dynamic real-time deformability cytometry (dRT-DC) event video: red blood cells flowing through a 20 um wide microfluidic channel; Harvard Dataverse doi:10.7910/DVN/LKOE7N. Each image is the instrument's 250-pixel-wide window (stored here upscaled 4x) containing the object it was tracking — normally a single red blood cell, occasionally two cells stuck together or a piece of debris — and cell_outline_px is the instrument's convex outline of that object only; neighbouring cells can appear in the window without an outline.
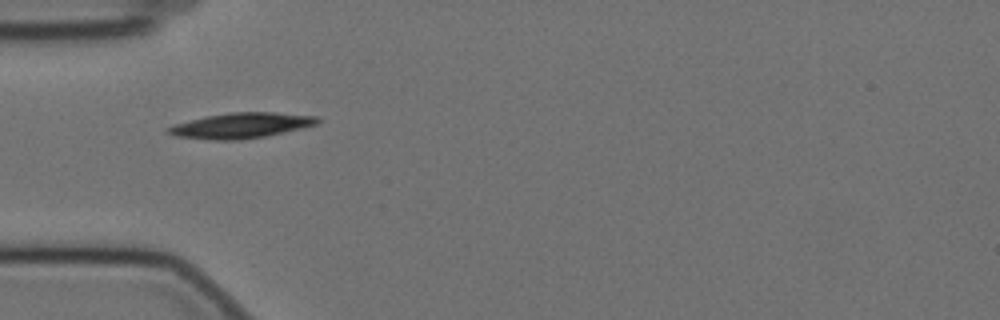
{"species": "Egyptian fruit bat (a non-hibernating species)", "species_latin": "Rousettus aegyptiacus", "temperature_condition": "cold", "stored_images_in_passage": 14, "camera_frame_rate_fps": 3000, "um_per_image_px": 0.085, "animal": {"sex": "female"}, "frame": {"image": 1, "passage_image": 1, "time_ms": 0.0, "image_size_px": [1000, 320], "cell_outline_px": [[320, 120], [316, 124], [304, 128], [264, 136], [240, 140], [208, 140], [176, 136], [164, 132], [164, 128], [176, 124], [204, 116], [232, 112], [272, 112], [316, 116]], "centroid_in_image_um": [20.45, 10.67], "position_along_channel_um": 64.6, "area_um2": 22.14}}